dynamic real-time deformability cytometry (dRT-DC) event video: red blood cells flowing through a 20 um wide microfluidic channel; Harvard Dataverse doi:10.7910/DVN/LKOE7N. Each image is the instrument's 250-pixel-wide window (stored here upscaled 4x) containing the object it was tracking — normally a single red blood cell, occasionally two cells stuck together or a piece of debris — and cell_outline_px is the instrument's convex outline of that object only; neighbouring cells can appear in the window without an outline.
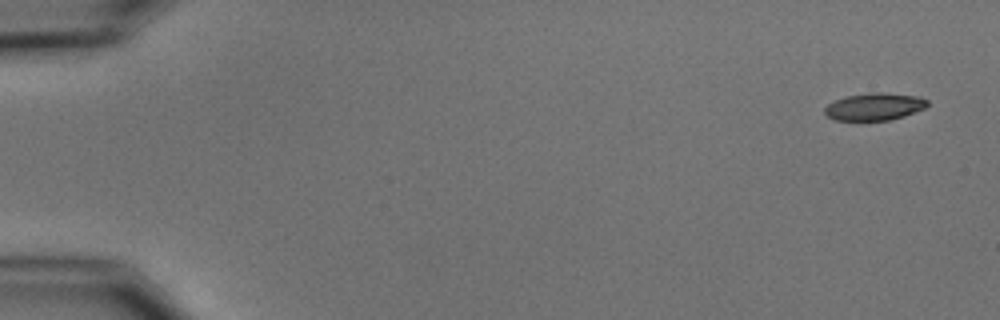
{"species": "common noctule bat (a hibernating species)", "species_latin": "Nyctalus noctula", "temperature_condition": "cold", "stored_images_in_passage": 4, "camera_frame_rate_fps": 3000, "um_per_image_px": 0.085, "animal": {"sex": "male", "body_mass_g": 15.6}, "frame": {"image": 1, "passage_image": 1, "time_ms": 0.0, "image_size_px": [1000, 320], "cell_outline_px": [[928, 104], [924, 108], [904, 116], [888, 120], [836, 120], [828, 116], [824, 112], [824, 108], [828, 104], [844, 96], [868, 92], [880, 92], [920, 96], [928, 100]], "centroid_in_image_um": [74.33, 9.05], "position_along_channel_um": 10.7, "area_um2": 16.36}}
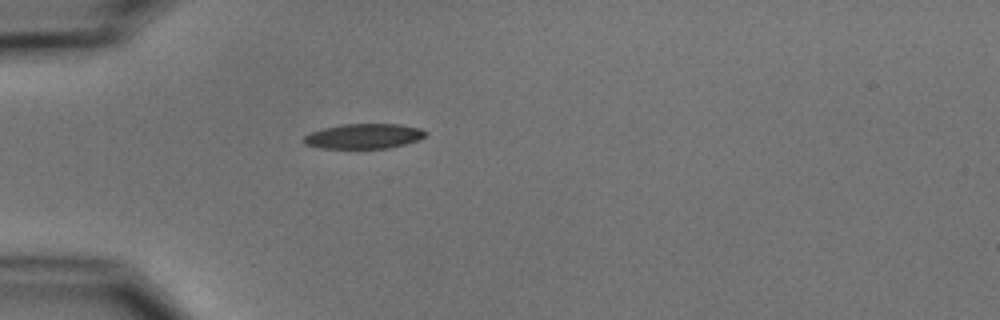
{"frame": {"image": 2, "passage_image": 4, "time_ms": 4.667, "image_size_px": [1000, 320], "cell_outline_px": [[428, 132], [424, 136], [416, 140], [404, 144], [388, 148], [320, 148], [304, 144], [304, 136], [312, 132], [324, 128], [344, 124], [400, 124], [420, 128]], "centroid_in_image_um": [30.93, 11.57], "position_along_channel_um": 54.1, "area_um2": 17.51}}